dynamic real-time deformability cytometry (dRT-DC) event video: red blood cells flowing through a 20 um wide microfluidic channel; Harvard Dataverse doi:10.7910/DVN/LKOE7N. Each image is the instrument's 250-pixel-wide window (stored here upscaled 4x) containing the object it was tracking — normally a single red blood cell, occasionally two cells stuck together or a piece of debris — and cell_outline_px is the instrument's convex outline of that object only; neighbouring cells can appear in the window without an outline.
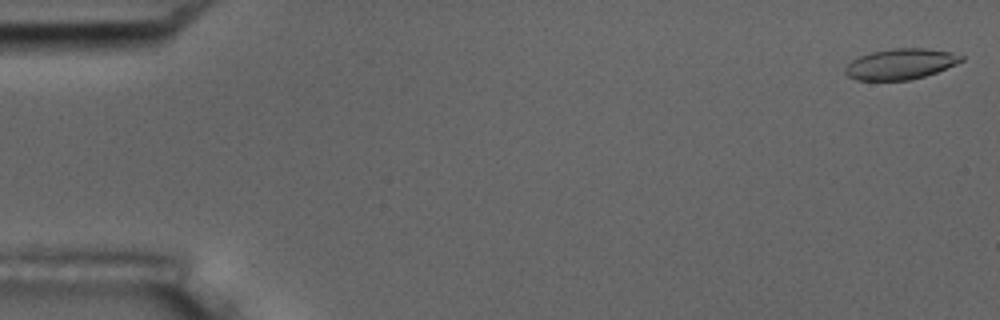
{"species": "common noctule bat (a hibernating species)", "species_latin": "Nyctalus noctula", "temperature_condition": "room temperature", "stored_images_in_passage": 15, "camera_frame_rate_fps": 3000, "um_per_image_px": 0.085, "animal": {"sex": "male", "body_mass_g": 17.5, "forearm_length_mm": 52.3}, "frame": {"image": 1, "passage_image": 1, "time_ms": 0.0, "image_size_px": [1000, 320], "cell_outline_px": [[964, 60], [956, 64], [936, 72], [924, 76], [908, 80], [856, 80], [848, 76], [844, 72], [844, 68], [852, 60], [860, 56], [872, 52], [892, 48], [924, 48], [952, 52], [964, 56]], "centroid_in_image_um": [76.55, 5.44], "position_along_channel_um": 8.5, "area_um2": 20.69}}
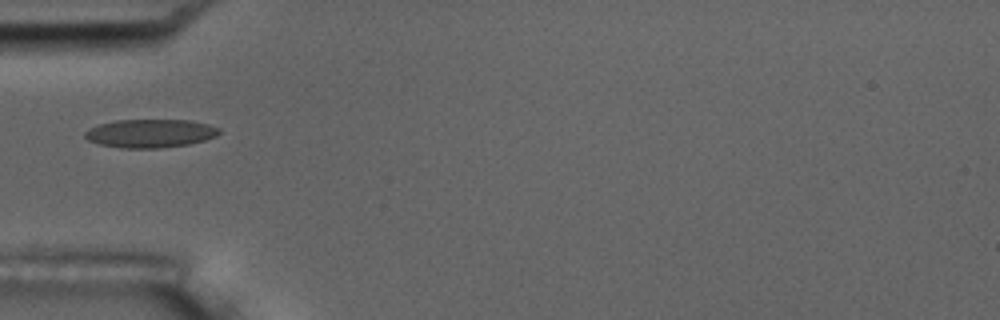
{"frame": {"image": 2, "passage_image": 5, "time_ms": 5.667, "image_size_px": [1000, 320], "cell_outline_px": [[220, 132], [216, 136], [204, 140], [188, 144], [160, 148], [120, 148], [100, 144], [88, 140], [84, 136], [84, 132], [88, 128], [100, 124], [116, 120], [188, 120], [208, 124], [220, 128]], "centroid_in_image_um": [12.76, 11.33], "position_along_channel_um": 72.2, "area_um2": 22.2}, "authors_computed_cell_mechanics": {"area_um2": 21.2126, "velocity_mm_per_s": 3.621, "shape_relaxation_time_tau1_ms": 5.9442, "shape_relaxation_time_tau2_ms": 1.1516, "deformation_change_tau1": 0.1551, "deformation_change_tau2": 0.0768}}